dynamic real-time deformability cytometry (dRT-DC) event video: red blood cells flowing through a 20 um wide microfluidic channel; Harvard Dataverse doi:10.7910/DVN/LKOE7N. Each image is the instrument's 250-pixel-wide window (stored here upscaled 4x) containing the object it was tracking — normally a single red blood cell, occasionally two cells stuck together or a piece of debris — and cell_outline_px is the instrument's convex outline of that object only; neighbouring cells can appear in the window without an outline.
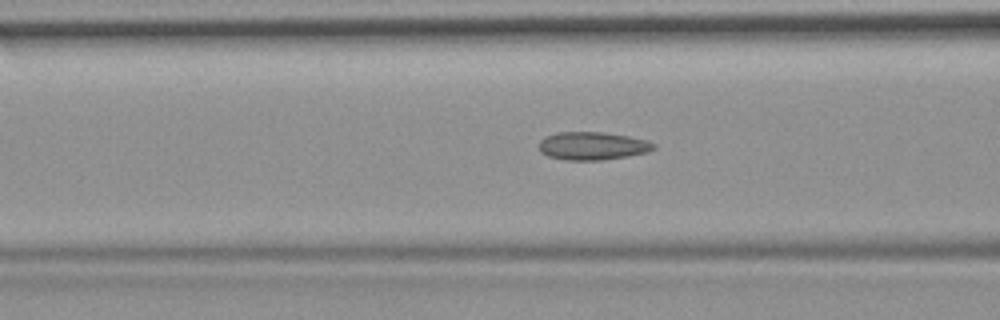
{"species": "common noctule bat (a hibernating species)", "species_latin": "Nyctalus noctula", "temperature_condition": "room temperature", "stored_images_in_passage": 28, "camera_frame_rate_fps": 3000, "um_per_image_px": 0.085, "animal": {"sex": "female", "body_mass_g": 19.9}, "frame": {"image": 1, "passage_image": 5, "time_ms": 1.333, "image_size_px": [1000, 320], "cell_outline_px": [[656, 148], [648, 152], [628, 156], [600, 160], [564, 160], [548, 156], [540, 152], [540, 140], [544, 136], [556, 132], [604, 132], [628, 136], [644, 140], [656, 144]], "centroid_in_image_um": [50.34, 12.4], "position_along_channel_um": 116.3, "area_um2": 18.79}}
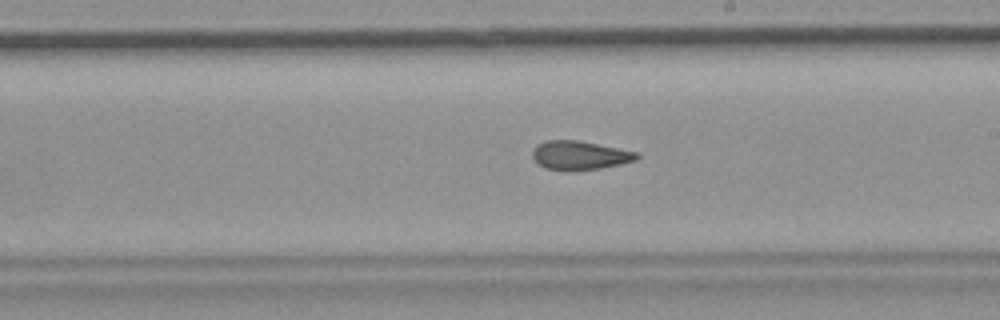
{"frame": {"image": 2, "passage_image": 15, "time_ms": 4.667, "image_size_px": [1000, 320], "cell_outline_px": [[640, 156], [636, 160], [620, 164], [600, 168], [568, 172], [544, 168], [532, 156], [532, 152], [536, 144], [548, 140], [576, 140], [636, 152]], "centroid_in_image_um": [49.23, 13.22], "position_along_channel_um": 239.8, "area_um2": 17.46}}
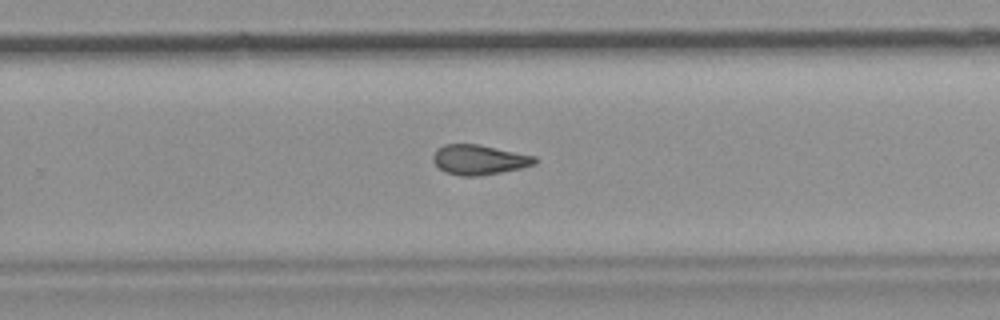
{"frame": {"image": 3, "passage_image": 19, "time_ms": 6.0, "image_size_px": [1000, 320], "cell_outline_px": [[536, 164], [520, 168], [500, 172], [476, 176], [460, 176], [444, 172], [432, 160], [432, 156], [436, 148], [444, 144], [480, 144], [536, 156]], "centroid_in_image_um": [40.7, 13.56], "position_along_channel_um": 289.1, "area_um2": 17.8}}